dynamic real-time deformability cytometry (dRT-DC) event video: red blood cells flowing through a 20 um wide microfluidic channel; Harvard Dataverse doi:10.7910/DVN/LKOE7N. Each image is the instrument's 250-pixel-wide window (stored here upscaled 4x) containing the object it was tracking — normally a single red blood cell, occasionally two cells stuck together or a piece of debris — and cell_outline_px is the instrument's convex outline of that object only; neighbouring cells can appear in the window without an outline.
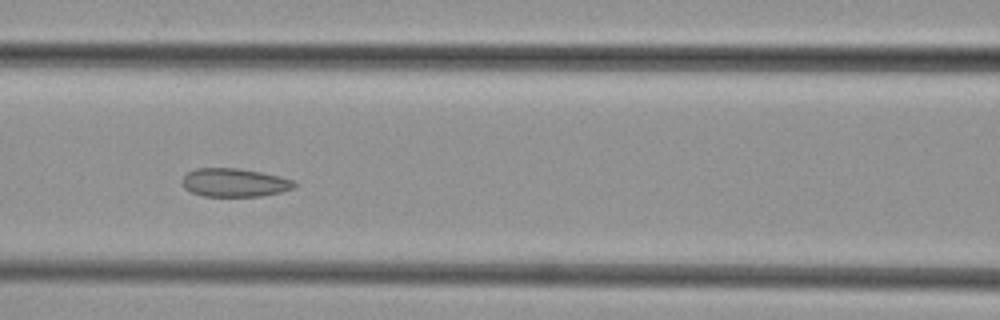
{"species": "common noctule bat (a hibernating species)", "species_latin": "Nyctalus noctula", "temperature_condition": "cold", "stored_images_in_passage": 41, "camera_frame_rate_fps": 3000, "um_per_image_px": 0.085, "animal": {"sex": "female", "body_mass_g": 29.2, "forearm_length_mm": 56.3}, "frame": {"image": 1, "passage_image": 14, "time_ms": 4.333, "image_size_px": [1000, 320], "cell_outline_px": [[292, 184], [288, 188], [276, 192], [252, 196], [208, 196], [196, 192], [188, 188], [184, 184], [184, 176], [188, 172], [200, 168], [228, 168], [256, 172], [288, 180]], "centroid_in_image_um": [19.8, 15.51], "position_along_channel_um": 146.8, "area_um2": 16.88}}
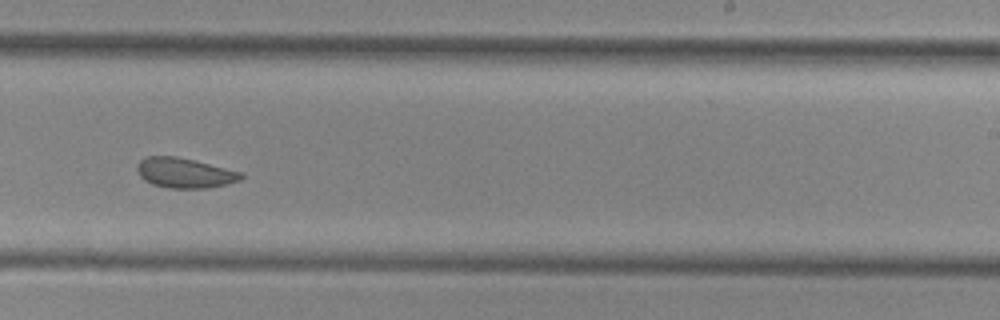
{"frame": {"image": 2, "passage_image": 23, "time_ms": 7.333, "image_size_px": [1000, 320], "cell_outline_px": [[244, 176], [236, 180], [220, 184], [192, 188], [176, 188], [156, 184], [148, 180], [140, 172], [140, 164], [144, 160], [152, 156], [168, 156], [192, 160], [236, 172]], "centroid_in_image_um": [15.68, 14.69], "position_along_channel_um": 273.3, "area_um2": 16.18}}
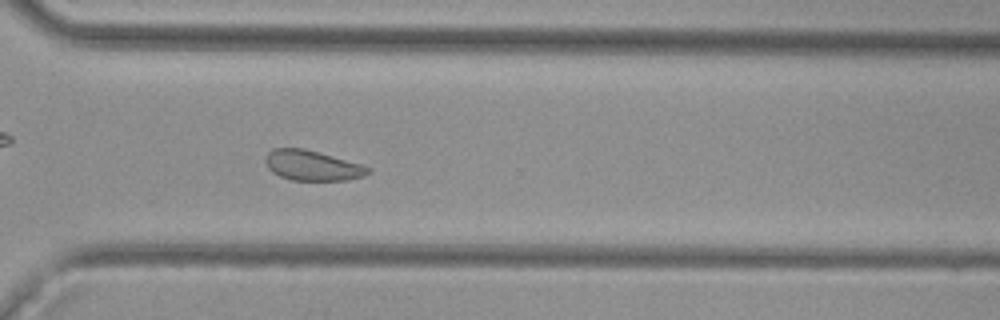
{"frame": {"image": 3, "passage_image": 28, "time_ms": 9.0, "image_size_px": [1000, 320], "cell_outline_px": [[368, 172], [360, 176], [340, 180], [296, 180], [284, 176], [276, 172], [268, 164], [268, 156], [276, 148], [300, 148], [316, 152], [356, 164], [368, 168]], "centroid_in_image_um": [26.53, 14.07], "position_along_channel_um": 344.1, "area_um2": 16.36}}